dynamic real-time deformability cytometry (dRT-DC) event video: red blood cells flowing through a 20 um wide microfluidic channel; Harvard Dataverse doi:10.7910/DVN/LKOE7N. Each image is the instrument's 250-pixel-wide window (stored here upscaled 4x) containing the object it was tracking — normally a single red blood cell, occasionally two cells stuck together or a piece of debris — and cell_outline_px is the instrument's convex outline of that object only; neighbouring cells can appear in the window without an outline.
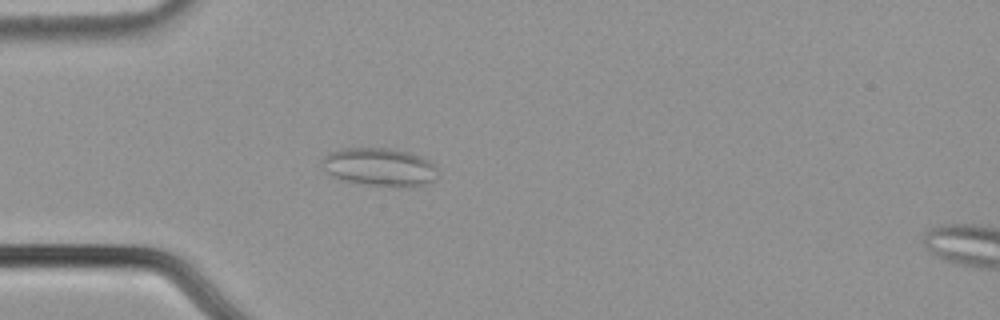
{"species": "common noctule bat (a hibernating species)", "species_latin": "Nyctalus noctula", "temperature_condition": "cold", "stored_images_in_passage": 48, "camera_frame_rate_fps": 3000, "um_per_image_px": 0.085, "animal": {"sex": "male", "body_mass_g": 21.5, "forearm_length_mm": 52.0}, "frame": {"image": 1, "passage_image": 8, "time_ms": 2.333, "image_size_px": [1000, 320], "cell_outline_px": [[436, 180], [428, 184], [408, 188], [392, 188], [360, 184], [336, 180], [324, 172], [320, 160], [324, 156], [340, 148], [388, 148], [408, 152], [428, 160], [436, 168]], "centroid_in_image_um": [32.21, 14.25], "position_along_channel_um": 52.8, "area_um2": 26.59}}
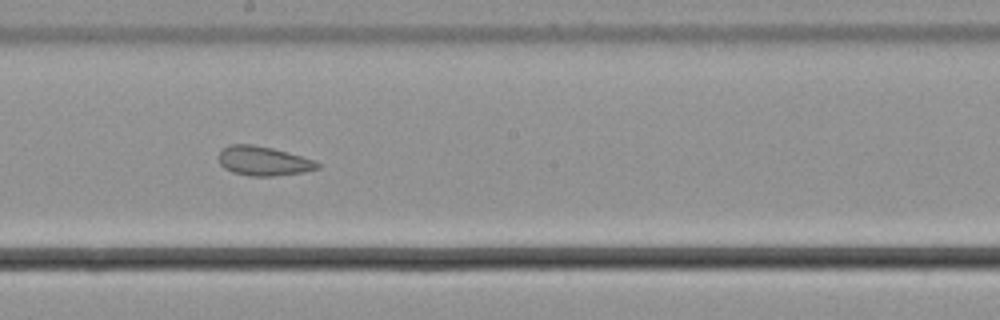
{"frame": {"image": 2, "passage_image": 23, "time_ms": 7.333, "image_size_px": [1000, 320], "cell_outline_px": [[320, 168], [300, 172], [272, 176], [248, 176], [232, 172], [224, 168], [220, 164], [220, 148], [228, 144], [252, 144], [272, 148], [288, 152], [312, 160], [320, 164]], "centroid_in_image_um": [22.33, 13.67], "position_along_channel_um": 225.9, "area_um2": 16.76}}
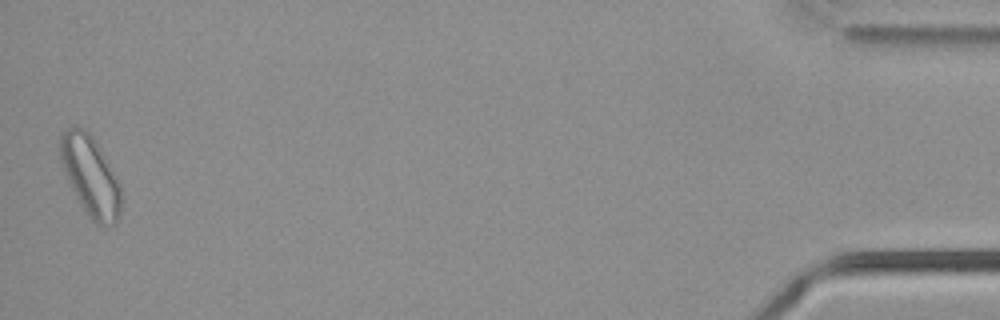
{"frame": {"image": 3, "passage_image": 47, "time_ms": 15.333, "image_size_px": [1000, 320], "cell_outline_px": [[120, 216], [112, 224], [104, 228], [96, 224], [88, 216], [80, 204], [68, 180], [60, 160], [60, 132], [76, 124], [84, 128], [92, 136], [120, 184]], "centroid_in_image_um": [7.66, 14.96], "position_along_channel_um": 427.5, "area_um2": 28.09}, "authors_computed_cell_mechanics": {"area_um2": 20.0566, "velocity_mm_per_s": 3.6891, "shape_relaxation_time_tau1_ms": null, "shape_relaxation_time_tau2_ms": 1.466, "deformation_change_tau1": null, "deformation_change_tau2": 0.0757}}